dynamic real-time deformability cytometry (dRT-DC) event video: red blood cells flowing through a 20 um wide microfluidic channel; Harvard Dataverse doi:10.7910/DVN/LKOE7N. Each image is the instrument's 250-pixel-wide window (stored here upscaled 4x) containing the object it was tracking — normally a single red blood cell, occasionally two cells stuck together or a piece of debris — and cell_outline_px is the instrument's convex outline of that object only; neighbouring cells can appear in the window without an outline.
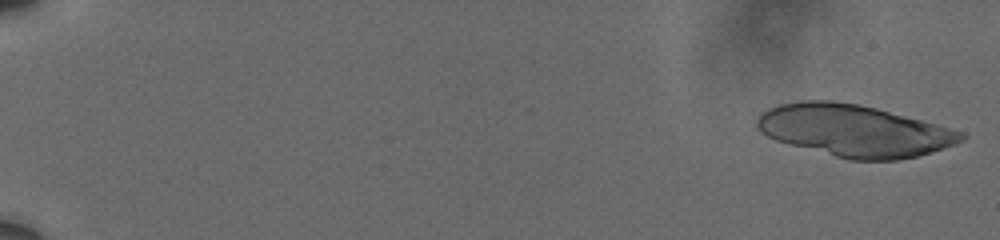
{"species": "human", "species_latin": "Homo sapiens", "temperature_condition": "cold", "stored_images_in_passage": 22, "camera_frame_rate_fps": 3000, "um_per_image_px": 0.085, "donor": {"sex": "male"}, "frame": {"image": 1, "passage_image": 2, "time_ms": 0.333, "image_size_px": [1000, 240], "cell_outline_px": [[968, 136], [964, 140], [956, 144], [944, 148], [916, 156], [900, 160], [848, 160], [788, 144], [776, 140], [760, 132], [756, 124], [756, 120], [768, 108], [780, 104], [800, 100], [832, 100], [860, 104], [876, 108], [964, 132]], "centroid_in_image_um": [72.59, 11.11], "position_along_channel_um": 12.4, "area_um2": 61.61}}